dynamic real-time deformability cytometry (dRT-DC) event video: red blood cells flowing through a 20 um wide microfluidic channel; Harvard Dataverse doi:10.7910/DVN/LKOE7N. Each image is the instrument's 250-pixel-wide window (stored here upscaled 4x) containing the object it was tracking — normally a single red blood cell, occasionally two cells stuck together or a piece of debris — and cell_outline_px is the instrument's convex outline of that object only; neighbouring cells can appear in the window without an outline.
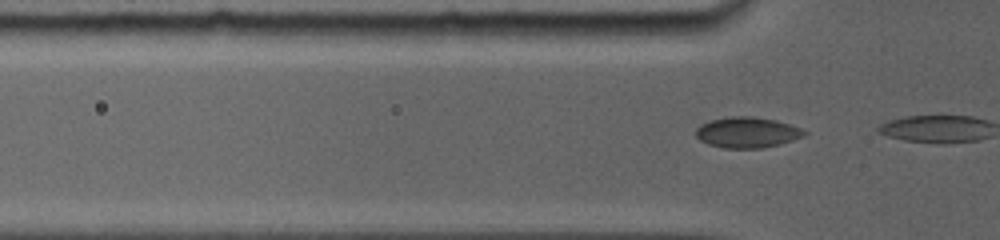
{"species": "common noctule bat (a hibernating species)", "species_latin": "Nyctalus noctula", "temperature_condition": "room temperature", "stored_images_in_passage": 3, "camera_frame_rate_fps": 5000, "um_per_image_px": 0.085, "animal": {"sex": "female", "body_mass_g": 19.0, "forearm_length_mm": 56.7}, "frame": {"image": 1, "passage_image": 2, "time_ms": 0.2, "image_size_px": [1000, 240], "cell_outline_px": [[808, 132], [804, 136], [780, 144], [760, 148], [724, 148], [708, 144], [700, 140], [696, 136], [696, 128], [700, 124], [712, 120], [732, 116], [752, 116], [776, 120], [800, 128]], "centroid_in_image_um": [63.5, 11.25], "position_along_channel_um": 62.3, "area_um2": 19.31}}